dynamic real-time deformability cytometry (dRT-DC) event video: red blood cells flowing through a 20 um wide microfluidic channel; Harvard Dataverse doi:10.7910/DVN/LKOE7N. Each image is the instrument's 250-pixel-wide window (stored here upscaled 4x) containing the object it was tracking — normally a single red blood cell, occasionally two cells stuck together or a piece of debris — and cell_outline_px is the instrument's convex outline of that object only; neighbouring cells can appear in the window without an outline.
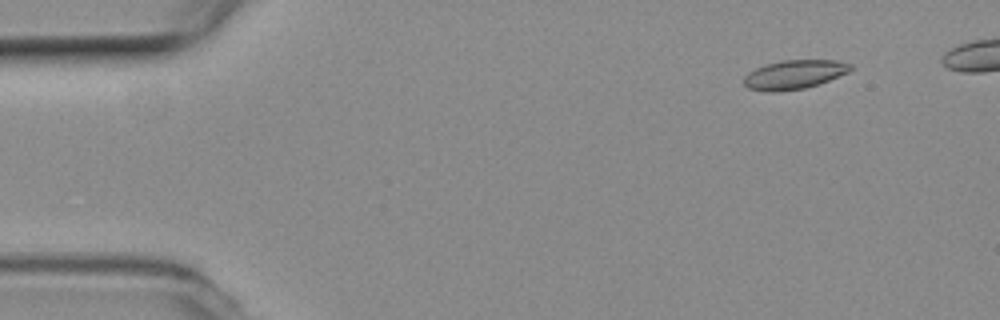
{"species": "common noctule bat (a hibernating species)", "species_latin": "Nyctalus noctula", "temperature_condition": "room temperature", "stored_images_in_passage": 50, "camera_frame_rate_fps": 3000, "um_per_image_px": 0.085, "animal": {"sex": "female", "body_mass_g": 19.3, "forearm_length_mm": 54.1}, "frame": {"image": 1, "passage_image": 6, "time_ms": 1.667, "image_size_px": [1000, 320], "cell_outline_px": [[852, 68], [848, 72], [828, 80], [804, 88], [772, 92], [764, 92], [748, 88], [744, 84], [744, 76], [748, 72], [764, 64], [780, 60], [836, 60], [852, 64]], "centroid_in_image_um": [67.47, 6.32], "position_along_channel_um": 17.5, "area_um2": 17.98}}
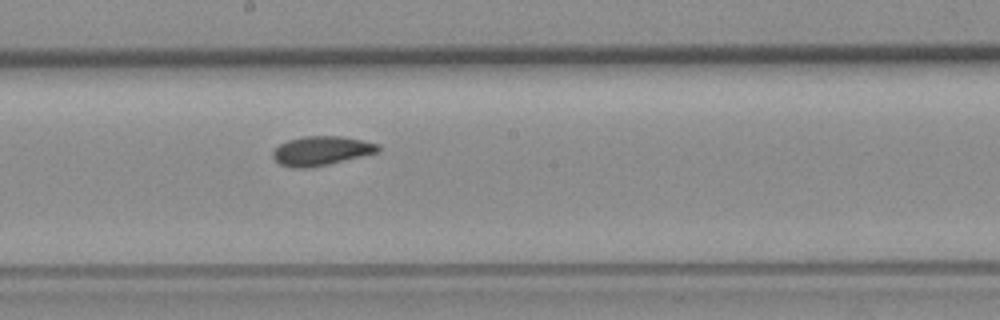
{"frame": {"image": 2, "passage_image": 30, "time_ms": 9.667, "image_size_px": [1000, 320], "cell_outline_px": [[380, 152], [328, 164], [308, 168], [292, 168], [280, 164], [272, 156], [272, 152], [280, 144], [288, 140], [304, 136], [340, 136], [380, 144]], "centroid_in_image_um": [27.32, 12.82], "position_along_channel_um": 220.9, "area_um2": 17.86}}
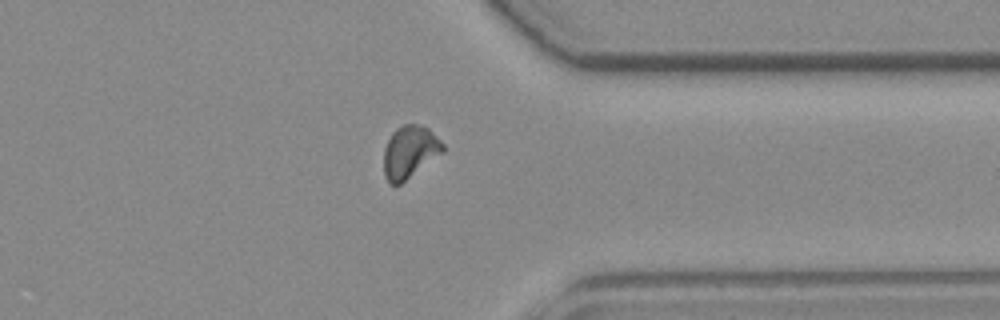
{"frame": {"image": 3, "passage_image": 43, "time_ms": 14.0, "image_size_px": [1000, 320], "cell_outline_px": [[444, 152], [400, 184], [388, 184], [384, 176], [384, 148], [392, 132], [396, 128], [404, 124], [420, 124], [428, 128], [444, 144]], "centroid_in_image_um": [34.82, 12.91], "position_along_channel_um": 376.6, "area_um2": 18.09}, "authors_computed_cell_mechanics": {"area_um2": 17.9758, "velocity_mm_per_s": 3.7536, "shape_relaxation_time_tau1_ms": 7.0001, "shape_relaxation_time_tau2_ms": 3.2874, "deformation_change_tau1": 0.1502, "deformation_change_tau2": 0.0834}}